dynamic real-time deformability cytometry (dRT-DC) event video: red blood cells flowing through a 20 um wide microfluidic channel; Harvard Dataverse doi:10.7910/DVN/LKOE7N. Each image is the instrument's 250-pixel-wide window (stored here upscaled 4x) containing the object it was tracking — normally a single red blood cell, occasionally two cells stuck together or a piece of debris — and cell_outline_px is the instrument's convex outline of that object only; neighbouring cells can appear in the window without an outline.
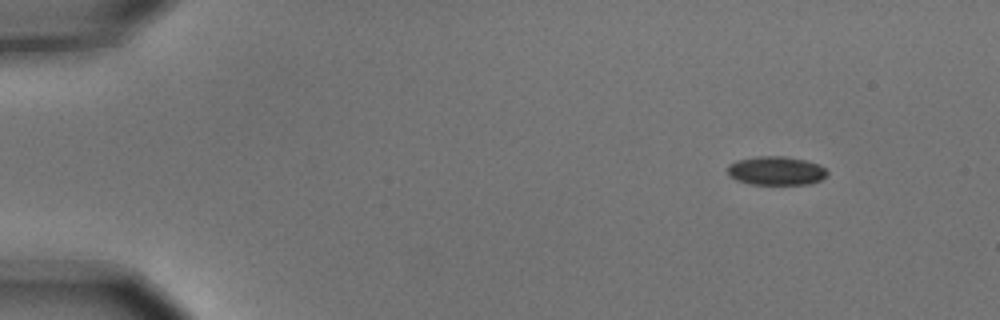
{"species": "common noctule bat (a hibernating species)", "species_latin": "Nyctalus noctula", "temperature_condition": "cold", "stored_images_in_passage": 5, "camera_frame_rate_fps": 3000, "um_per_image_px": 0.085, "animal": {"sex": "male", "body_mass_g": 15.6}, "frame": {"image": 1, "passage_image": 1, "time_ms": 0.0, "image_size_px": [1000, 320], "cell_outline_px": [[828, 172], [820, 180], [808, 184], [752, 184], [736, 180], [728, 176], [728, 164], [736, 160], [756, 156], [784, 156], [804, 160], [816, 164], [824, 168]], "centroid_in_image_um": [65.91, 14.51], "position_along_channel_um": 19.1, "area_um2": 16.59}}
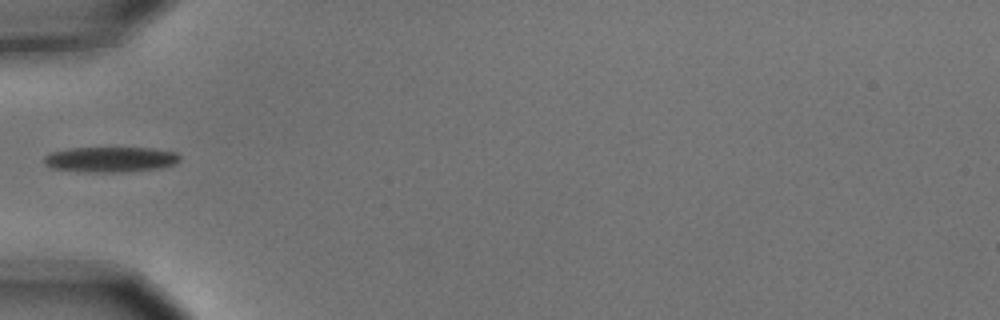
{"frame": {"image": 2, "passage_image": 4, "time_ms": 1.0, "image_size_px": [1000, 320], "cell_outline_px": [[180, 160], [176, 164], [160, 168], [124, 172], [84, 172], [52, 168], [44, 164], [44, 156], [52, 152], [68, 148], [152, 148], [176, 152], [180, 156]], "centroid_in_image_um": [9.4, 13.55], "position_along_channel_um": 75.6, "area_um2": 20.17}}
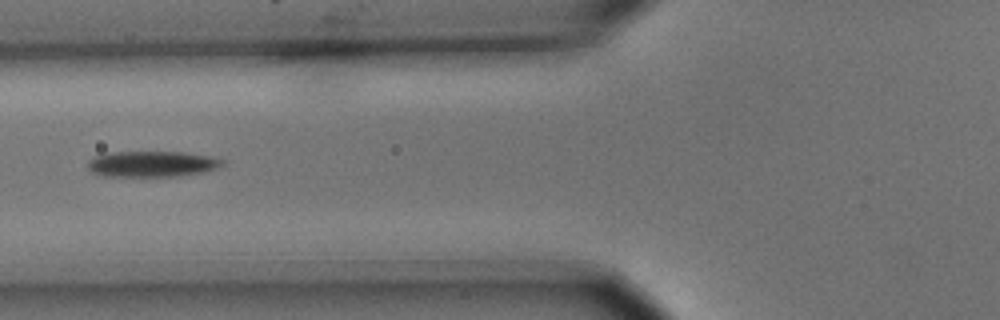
{"frame": {"image": 3, "passage_image": 5, "time_ms": 1.333, "image_size_px": [1000, 320], "cell_outline_px": [[228, 160], [224, 164], [216, 168], [204, 172], [176, 176], [100, 176], [92, 172], [88, 168], [88, 160], [96, 156], [116, 152], [184, 152], [212, 156]], "centroid_in_image_um": [12.97, 13.94], "position_along_channel_um": 112.8, "area_um2": 20.35}}